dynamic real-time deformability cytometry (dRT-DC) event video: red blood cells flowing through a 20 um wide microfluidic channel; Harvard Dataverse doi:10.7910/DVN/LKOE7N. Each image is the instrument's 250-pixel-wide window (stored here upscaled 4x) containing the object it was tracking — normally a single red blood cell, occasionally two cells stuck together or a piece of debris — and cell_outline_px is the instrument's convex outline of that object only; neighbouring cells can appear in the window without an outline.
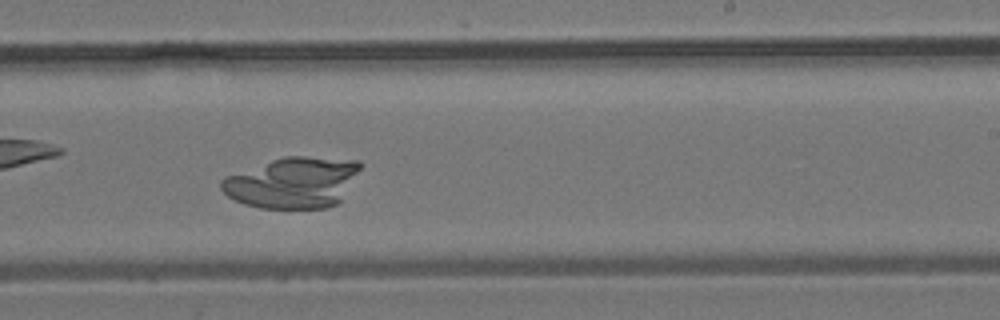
{"species": "common noctule bat (a hibernating species)", "species_latin": "Nyctalus noctula", "temperature_condition": "room temperature", "stored_images_in_passage": 28, "camera_frame_rate_fps": 3000, "um_per_image_px": 0.085, "animal": {"sex": "male", "body_mass_g": 19.2, "forearm_length_mm": 51.8}, "frame": {"image": 1, "passage_image": 13, "time_ms": 4.0, "image_size_px": [1000, 320], "cell_outline_px": [[360, 168], [340, 200], [336, 204], [324, 208], [260, 208], [244, 204], [228, 196], [220, 188], [220, 180], [224, 176], [284, 156], [304, 156], [360, 160]], "centroid_in_image_um": [24.84, 15.51], "position_along_channel_um": 264.2, "area_um2": 40.92}}
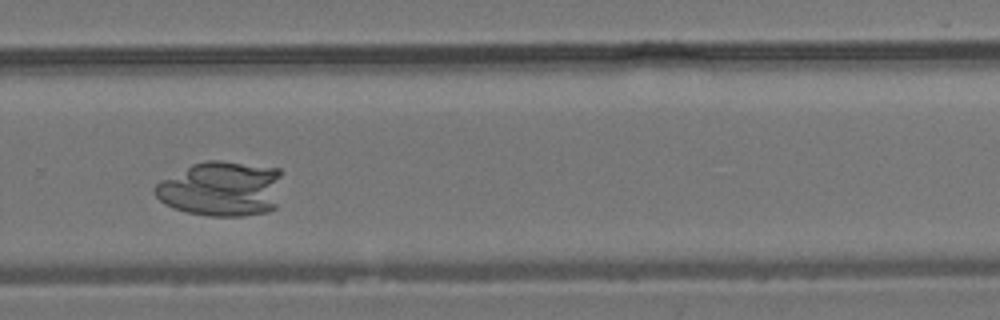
{"frame": {"image": 2, "passage_image": 16, "time_ms": 5.0, "image_size_px": [1000, 320], "cell_outline_px": [[280, 176], [276, 208], [268, 212], [244, 216], [208, 216], [188, 212], [164, 204], [156, 196], [152, 188], [160, 180], [192, 164], [204, 160], [220, 160], [280, 168]], "centroid_in_image_um": [18.8, 16.05], "position_along_channel_um": 311.0, "area_um2": 41.04}}
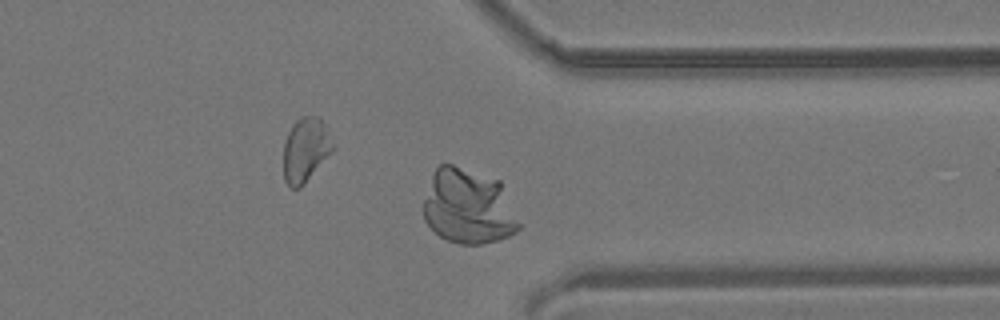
{"frame": {"image": 3, "passage_image": 20, "time_ms": 6.333, "image_size_px": [1000, 320], "cell_outline_px": [[520, 228], [516, 232], [508, 236], [496, 240], [480, 244], [460, 244], [448, 240], [440, 236], [424, 220], [420, 208], [432, 176], [436, 168], [440, 164], [452, 164], [500, 180], [520, 224]], "centroid_in_image_um": [39.77, 17.56], "position_along_channel_um": 371.6, "area_um2": 41.85}}